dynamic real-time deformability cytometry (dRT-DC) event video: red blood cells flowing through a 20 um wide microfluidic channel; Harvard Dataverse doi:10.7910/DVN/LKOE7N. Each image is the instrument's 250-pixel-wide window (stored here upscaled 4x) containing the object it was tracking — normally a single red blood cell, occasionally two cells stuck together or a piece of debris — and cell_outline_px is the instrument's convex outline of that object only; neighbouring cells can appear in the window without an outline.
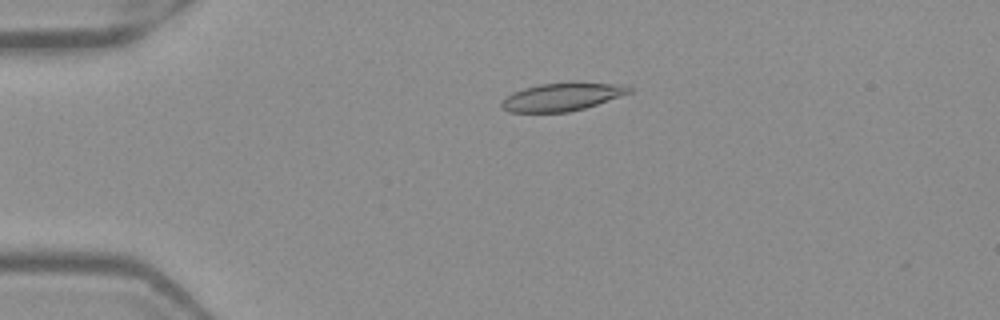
{"species": "Egyptian fruit bat (a non-hibernating species)", "species_latin": "Rousettus aegyptiacus", "temperature_condition": "warm", "stored_images_in_passage": 41, "camera_frame_rate_fps": 3000, "um_per_image_px": 0.085, "frame": {"image": 1, "passage_image": 1, "time_ms": 0.0, "image_size_px": [1000, 320], "cell_outline_px": [[632, 92], [584, 108], [568, 112], [508, 112], [500, 104], [512, 92], [524, 88], [540, 84], [572, 80], [628, 84], [632, 88]], "centroid_in_image_um": [47.86, 8.18], "position_along_channel_um": 37.1, "area_um2": 21.33}}
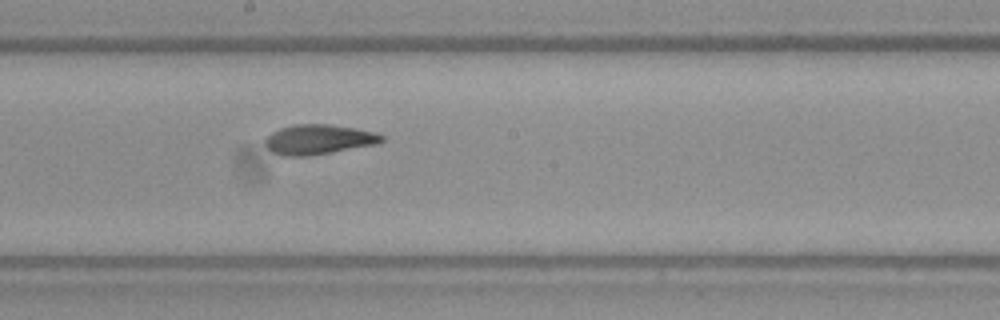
{"frame": {"image": 2, "passage_image": 18, "time_ms": 5.667, "image_size_px": [1000, 320], "cell_outline_px": [[384, 140], [376, 144], [332, 152], [308, 156], [280, 156], [272, 152], [264, 144], [264, 140], [272, 132], [280, 128], [296, 124], [332, 124], [356, 128], [376, 132], [384, 136]], "centroid_in_image_um": [27.07, 11.85], "position_along_channel_um": 221.1, "area_um2": 20.4}}
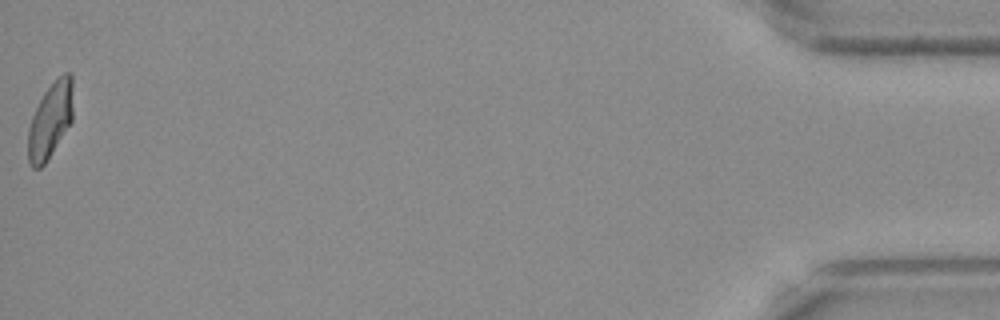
{"frame": {"image": 3, "passage_image": 41, "time_ms": 13.333, "image_size_px": [1000, 320], "cell_outline_px": [[72, 120], [44, 164], [40, 168], [32, 168], [28, 160], [28, 128], [32, 116], [44, 92], [64, 72], [68, 72], [72, 76]], "centroid_in_image_um": [4.26, 10.23], "position_along_channel_um": 430.9, "area_um2": 19.36}, "authors_computed_cell_mechanics": {"area_um2": 20.4034, "velocity_mm_per_s": 3.9561, "shape_relaxation_time_tau1_ms": null, "shape_relaxation_time_tau2_ms": 2.0996, "deformation_change_tau1": null, "deformation_change_tau2": 0.0825}}